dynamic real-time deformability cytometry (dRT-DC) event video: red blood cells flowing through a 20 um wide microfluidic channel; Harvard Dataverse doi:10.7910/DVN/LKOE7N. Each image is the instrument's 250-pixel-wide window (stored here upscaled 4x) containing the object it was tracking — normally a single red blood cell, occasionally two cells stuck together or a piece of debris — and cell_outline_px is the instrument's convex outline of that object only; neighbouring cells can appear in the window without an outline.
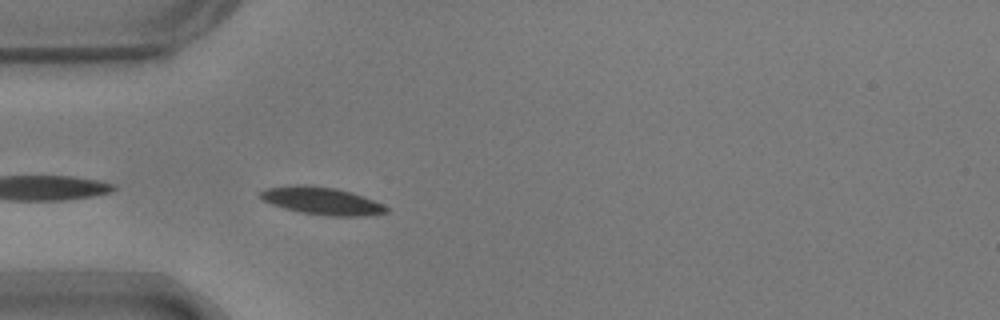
{"species": "common noctule bat (a hibernating species)", "species_latin": "Nyctalus noctula", "temperature_condition": "warm", "stored_images_in_passage": 5, "camera_frame_rate_fps": 3000, "um_per_image_px": 0.085, "animal": {"sex": "male", "body_mass_g": 17.9}, "frame": {"image": 1, "passage_image": 2, "time_ms": 0.333, "image_size_px": [1000, 320], "cell_outline_px": [[388, 212], [364, 216], [328, 216], [300, 212], [284, 208], [272, 204], [264, 200], [260, 196], [260, 192], [268, 188], [296, 184], [300, 184], [336, 188], [352, 192], [372, 200], [388, 208]], "centroid_in_image_um": [27.34, 17.07], "position_along_channel_um": 57.7, "area_um2": 19.94}}